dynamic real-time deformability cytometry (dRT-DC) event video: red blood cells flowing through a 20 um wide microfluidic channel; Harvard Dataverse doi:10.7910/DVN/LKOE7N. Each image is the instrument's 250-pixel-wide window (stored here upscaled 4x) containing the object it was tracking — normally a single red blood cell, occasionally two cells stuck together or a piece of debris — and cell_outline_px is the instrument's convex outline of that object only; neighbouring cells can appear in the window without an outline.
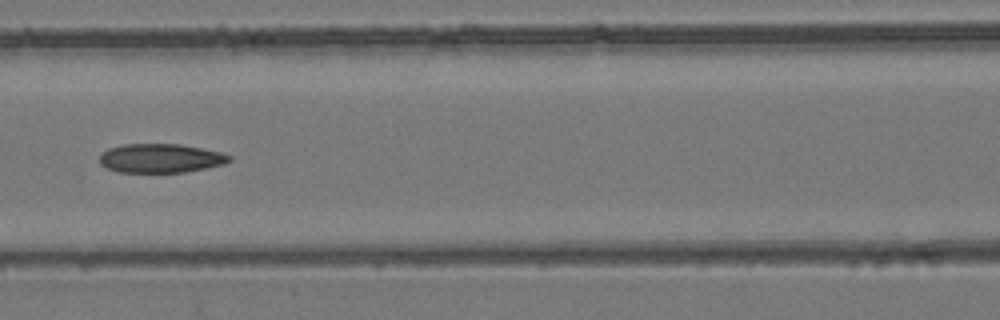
{"species": "common noctule bat (a hibernating species)", "species_latin": "Nyctalus noctula", "temperature_condition": "room temperature", "stored_images_in_passage": 8, "camera_frame_rate_fps": 3000, "um_per_image_px": 0.085, "animal": {"sex": "female", "body_mass_g": 24.6, "forearm_length_mm": 56.2}, "frame": {"image": 1, "passage_image": 8, "time_ms": 2.333, "image_size_px": [1000, 320], "cell_outline_px": [[232, 160], [224, 164], [184, 172], [120, 172], [108, 168], [100, 164], [100, 156], [108, 148], [124, 144], [180, 144], [220, 152], [232, 156]], "centroid_in_image_um": [13.66, 13.45], "position_along_channel_um": 152.9, "area_um2": 21.73}}